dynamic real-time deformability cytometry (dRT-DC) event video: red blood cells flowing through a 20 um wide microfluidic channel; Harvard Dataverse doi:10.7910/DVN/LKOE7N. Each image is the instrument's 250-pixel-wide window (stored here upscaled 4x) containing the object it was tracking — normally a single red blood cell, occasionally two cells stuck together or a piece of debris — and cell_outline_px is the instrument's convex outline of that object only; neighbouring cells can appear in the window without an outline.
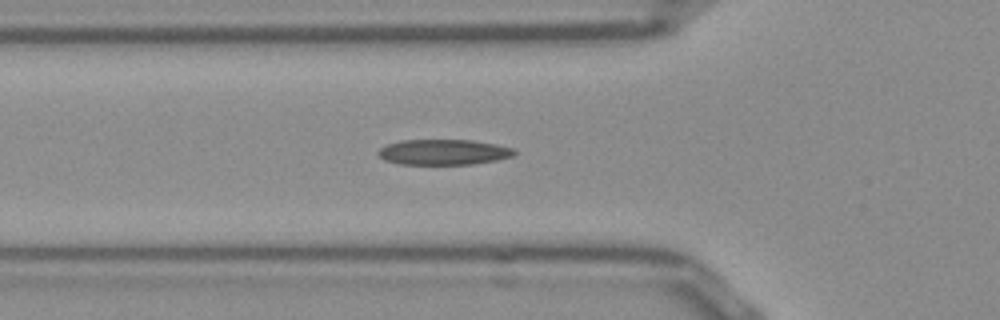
{"species": "Egyptian fruit bat (a non-hibernating species)", "species_latin": "Rousettus aegyptiacus", "temperature_condition": "room temperature", "stored_images_in_passage": 36, "camera_frame_rate_fps": 3000, "um_per_image_px": 0.085, "frame": {"image": 1, "passage_image": 2, "time_ms": 0.333, "image_size_px": [1000, 320], "cell_outline_px": [[516, 152], [512, 156], [496, 160], [472, 164], [400, 164], [384, 160], [376, 152], [380, 148], [388, 144], [400, 140], [472, 140], [496, 144], [512, 148]], "centroid_in_image_um": [37.68, 12.92], "position_along_channel_um": 88.1, "area_um2": 20.11}}
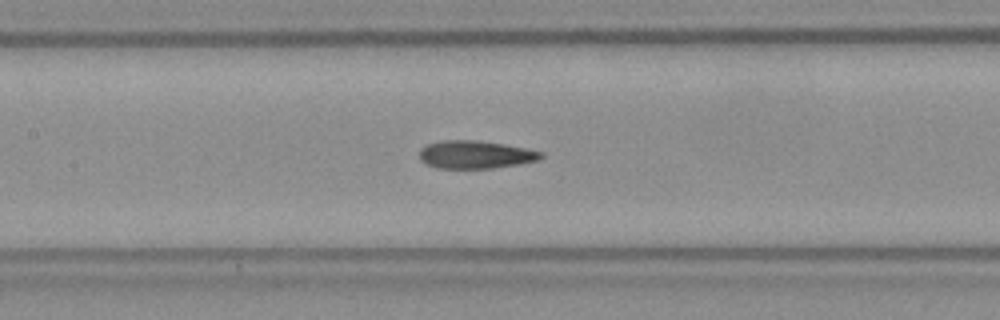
{"frame": {"image": 2, "passage_image": 8, "time_ms": 2.333, "image_size_px": [1000, 320], "cell_outline_px": [[544, 156], [536, 160], [516, 164], [492, 168], [436, 168], [420, 160], [420, 148], [428, 144], [444, 140], [476, 140], [504, 144], [528, 148], [544, 152]], "centroid_in_image_um": [40.41, 13.13], "position_along_channel_um": 167.0, "area_um2": 19.65}}
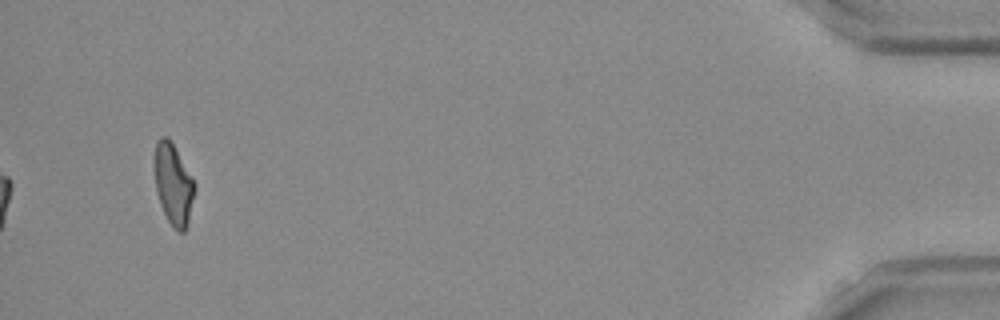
{"frame": {"image": 3, "passage_image": 34, "time_ms": 11.0, "image_size_px": [1000, 320], "cell_outline_px": [[196, 188], [188, 224], [184, 232], [176, 232], [172, 228], [160, 204], [156, 192], [156, 140], [160, 136], [168, 136], [196, 184]], "centroid_in_image_um": [14.76, 15.72], "position_along_channel_um": 420.4, "area_um2": 18.79}}